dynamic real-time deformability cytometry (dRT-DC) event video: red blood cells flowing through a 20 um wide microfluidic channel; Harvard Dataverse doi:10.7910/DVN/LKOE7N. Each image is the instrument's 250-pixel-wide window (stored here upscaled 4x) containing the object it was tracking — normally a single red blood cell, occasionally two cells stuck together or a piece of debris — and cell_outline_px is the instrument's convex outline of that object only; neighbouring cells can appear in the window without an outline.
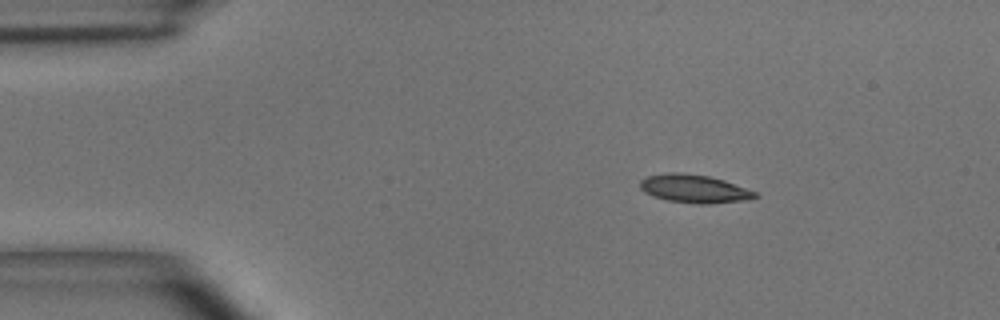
{"species": "common noctule bat (a hibernating species)", "species_latin": "Nyctalus noctula", "temperature_condition": "room temperature", "stored_images_in_passage": 43, "camera_frame_rate_fps": 3000, "um_per_image_px": 0.085, "animal": {"sex": "male", "body_mass_g": 15.6}, "frame": {"image": 1, "passage_image": 1, "time_ms": 0.0, "image_size_px": [1000, 320], "cell_outline_px": [[760, 196], [748, 200], [708, 204], [696, 204], [668, 200], [652, 196], [644, 192], [640, 188], [640, 180], [648, 176], [668, 172], [680, 172], [708, 176], [724, 180], [756, 192]], "centroid_in_image_um": [59.01, 16.04], "position_along_channel_um": 26.0, "area_um2": 18.96}}
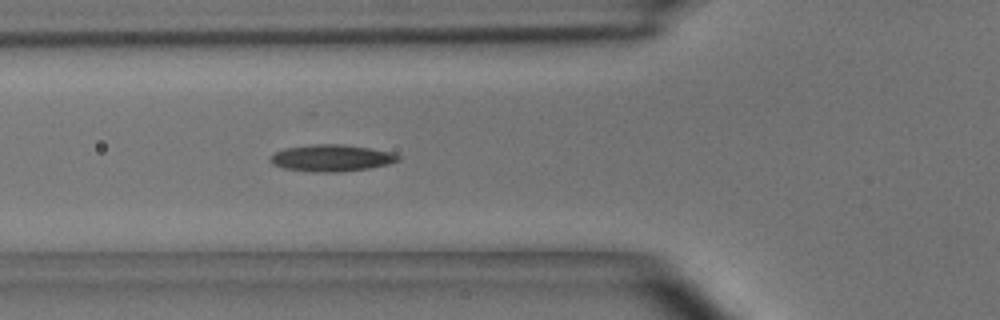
{"frame": {"image": 2, "passage_image": 11, "time_ms": 3.333, "image_size_px": [1000, 320], "cell_outline_px": [[400, 160], [388, 164], [368, 168], [340, 172], [312, 172], [284, 168], [272, 164], [268, 160], [276, 152], [284, 148], [312, 144], [344, 144], [392, 152], [400, 156]], "centroid_in_image_um": [28.17, 13.43], "position_along_channel_um": 97.6, "area_um2": 19.94}}
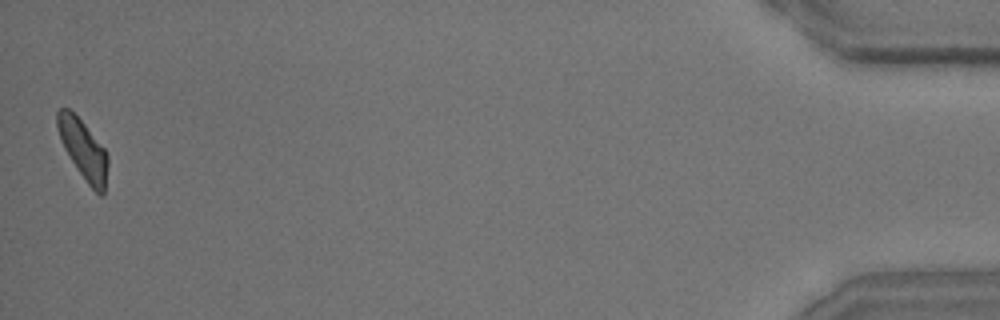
{"frame": {"image": 3, "passage_image": 43, "time_ms": 14.0, "image_size_px": [1000, 320], "cell_outline_px": [[108, 164], [104, 196], [100, 196], [88, 184], [64, 148], [60, 140], [56, 124], [56, 112], [60, 108], [68, 108], [84, 124], [104, 148], [108, 156]], "centroid_in_image_um": [7.08, 12.71], "position_along_channel_um": 428.1, "area_um2": 17.22}, "authors_computed_cell_mechanics": {"area_um2": 18.6116, "velocity_mm_per_s": 3.9465, "shape_relaxation_time_tau1_ms": 5.2014, "shape_relaxation_time_tau2_ms": 4.3406, "deformation_change_tau1": 0.1529, "deformation_change_tau2": 0.1195}}